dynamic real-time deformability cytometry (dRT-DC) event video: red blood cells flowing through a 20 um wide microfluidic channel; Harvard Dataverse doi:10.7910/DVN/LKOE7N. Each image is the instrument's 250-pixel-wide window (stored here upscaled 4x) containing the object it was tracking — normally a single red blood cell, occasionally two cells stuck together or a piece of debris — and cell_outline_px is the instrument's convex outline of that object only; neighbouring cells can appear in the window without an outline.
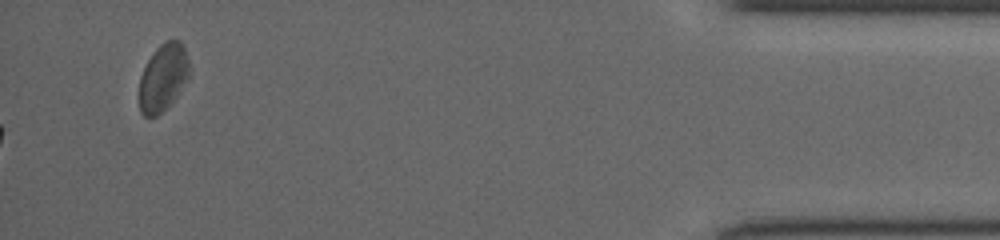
{"species": "common noctule bat (a hibernating species)", "species_latin": "Nyctalus noctula", "temperature_condition": "cold", "stored_images_in_passage": 43, "camera_frame_rate_fps": 3000, "um_per_image_px": 0.085, "animal": {"sex": "female", "body_mass_g": 19.5, "forearm_length_mm": 54.1}, "frame": {"image": 1, "passage_image": 43, "time_ms": 14.0, "image_size_px": [1000, 240], "cell_outline_px": [[188, 76], [172, 100], [156, 116], [144, 116], [140, 112], [140, 76], [152, 52], [164, 40], [180, 40], [184, 48], [188, 60]], "centroid_in_image_um": [13.83, 6.54], "position_along_channel_um": 421.4, "area_um2": 19.02}}